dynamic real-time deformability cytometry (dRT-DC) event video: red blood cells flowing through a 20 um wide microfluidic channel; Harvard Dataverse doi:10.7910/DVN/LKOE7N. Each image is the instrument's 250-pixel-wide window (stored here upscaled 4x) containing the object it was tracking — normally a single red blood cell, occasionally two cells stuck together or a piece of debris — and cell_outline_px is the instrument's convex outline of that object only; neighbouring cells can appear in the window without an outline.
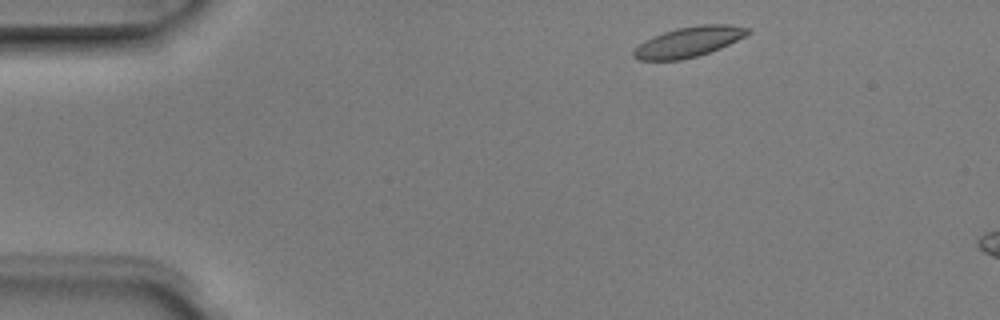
{"species": "Egyptian fruit bat (a non-hibernating species)", "species_latin": "Rousettus aegyptiacus", "temperature_condition": "room temperature", "stored_images_in_passage": 3, "camera_frame_rate_fps": 3000, "um_per_image_px": 0.085, "animal": {"sex": "male"}, "frame": {"image": 1, "passage_image": 1, "time_ms": 0.0, "image_size_px": [1000, 320], "cell_outline_px": [[752, 32], [720, 48], [696, 56], [680, 60], [640, 60], [632, 56], [632, 52], [644, 40], [652, 36], [676, 28], [700, 24], [732, 24], [752, 28]], "centroid_in_image_um": [58.56, 3.54], "position_along_channel_um": 26.4, "area_um2": 20.11}}